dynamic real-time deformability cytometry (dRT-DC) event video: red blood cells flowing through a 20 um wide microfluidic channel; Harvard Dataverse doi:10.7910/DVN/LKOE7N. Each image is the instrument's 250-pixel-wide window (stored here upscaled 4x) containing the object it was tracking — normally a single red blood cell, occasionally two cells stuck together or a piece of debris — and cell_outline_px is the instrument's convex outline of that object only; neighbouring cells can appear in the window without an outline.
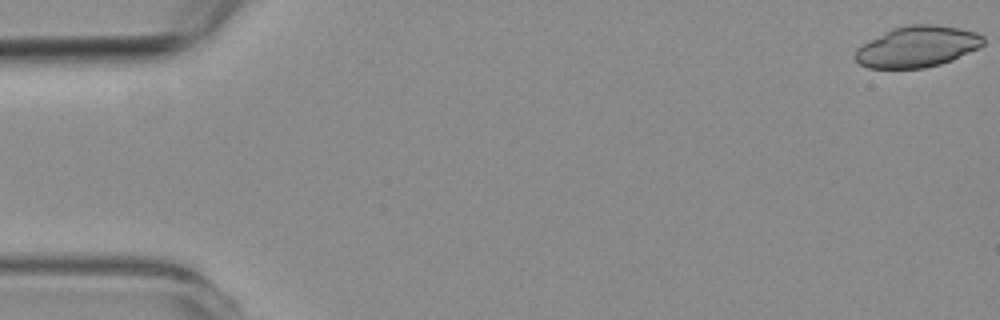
{"species": "common noctule bat (a hibernating species)", "species_latin": "Nyctalus noctula", "temperature_condition": "room temperature", "stored_images_in_passage": 5, "camera_frame_rate_fps": 3000, "um_per_image_px": 0.085, "animal": {"sex": "female", "body_mass_g": 19.3, "forearm_length_mm": 54.1}, "frame": {"image": 1, "passage_image": 1, "time_ms": 0.0, "image_size_px": [1000, 320], "cell_outline_px": [[984, 44], [980, 48], [952, 60], [940, 64], [924, 68], [868, 68], [860, 64], [852, 56], [856, 48], [892, 28], [908, 24], [936, 24], [960, 28], [976, 32], [984, 36]], "centroid_in_image_um": [77.99, 3.96], "position_along_channel_um": 7.0, "area_um2": 30.87}}